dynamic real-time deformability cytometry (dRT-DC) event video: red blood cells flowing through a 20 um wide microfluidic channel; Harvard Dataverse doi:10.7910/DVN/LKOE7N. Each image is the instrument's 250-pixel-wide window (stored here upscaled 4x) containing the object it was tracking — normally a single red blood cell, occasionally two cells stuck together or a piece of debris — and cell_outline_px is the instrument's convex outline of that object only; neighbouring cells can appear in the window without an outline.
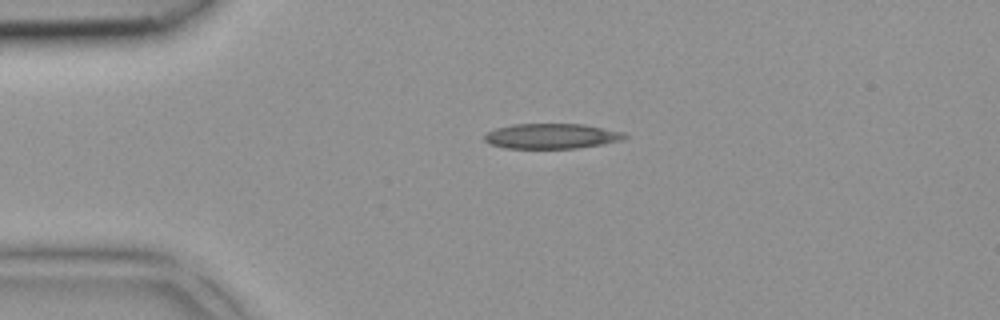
{"species": "common noctule bat (a hibernating species)", "species_latin": "Nyctalus noctula", "temperature_condition": "room temperature", "stored_images_in_passage": 36, "camera_frame_rate_fps": 3000, "um_per_image_px": 0.085, "animal": {"sex": "female", "body_mass_g": 18.4}, "frame": {"image": 1, "passage_image": 3, "time_ms": 0.667, "image_size_px": [1000, 320], "cell_outline_px": [[628, 136], [624, 140], [604, 144], [576, 148], [504, 148], [488, 144], [484, 140], [484, 132], [496, 128], [512, 124], [584, 124], [624, 132]], "centroid_in_image_um": [46.87, 11.57], "position_along_channel_um": 38.1, "area_um2": 20.81}}
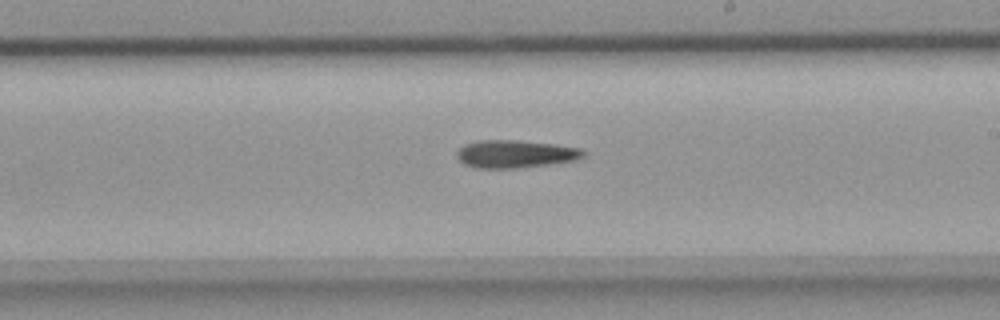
{"frame": {"image": 2, "passage_image": 18, "time_ms": 5.667, "image_size_px": [1000, 320], "cell_outline_px": [[588, 152], [584, 156], [576, 160], [548, 164], [512, 168], [476, 168], [464, 164], [456, 156], [456, 152], [464, 144], [480, 140], [516, 140], [556, 144], [580, 148]], "centroid_in_image_um": [43.81, 13.08], "position_along_channel_um": 245.2, "area_um2": 20.46}}
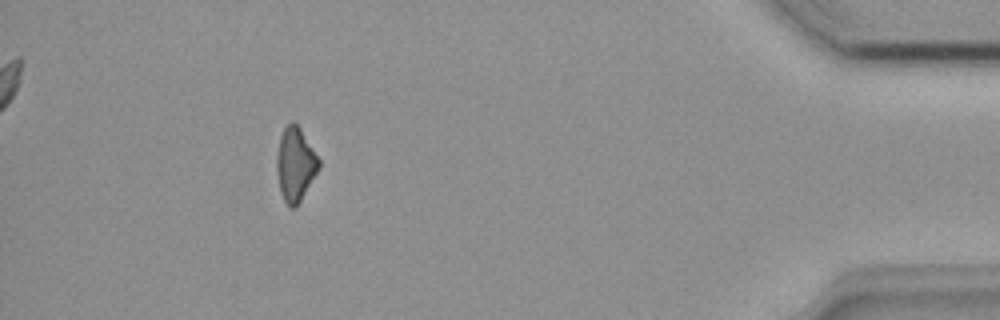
{"frame": {"image": 3, "passage_image": 32, "time_ms": 10.333, "image_size_px": [1000, 320], "cell_outline_px": [[320, 168], [296, 208], [288, 208], [280, 192], [276, 172], [276, 152], [280, 136], [284, 128], [292, 120], [300, 128], [320, 160]], "centroid_in_image_um": [25.08, 14.0], "position_along_channel_um": 410.1, "area_um2": 18.32}}